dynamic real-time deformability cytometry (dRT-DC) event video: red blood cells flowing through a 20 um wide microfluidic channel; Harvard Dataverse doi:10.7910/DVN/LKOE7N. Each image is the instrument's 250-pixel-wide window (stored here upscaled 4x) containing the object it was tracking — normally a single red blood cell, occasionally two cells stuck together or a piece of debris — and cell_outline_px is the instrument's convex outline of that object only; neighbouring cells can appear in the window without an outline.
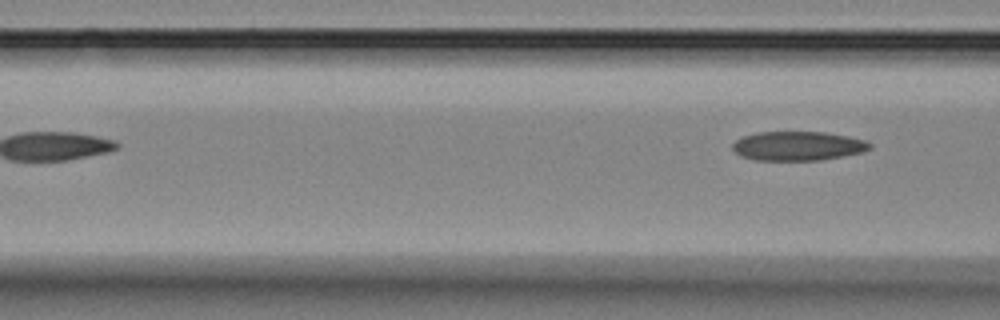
{"species": "Egyptian fruit bat (a non-hibernating species)", "species_latin": "Rousettus aegyptiacus", "temperature_condition": "room temperature", "stored_images_in_passage": 3, "camera_frame_rate_fps": 3000, "um_per_image_px": 0.085, "animal": {"sex": "female"}, "frame": {"image": 1, "passage_image": 3, "time_ms": 2.333, "image_size_px": [1000, 320], "cell_outline_px": [[872, 148], [860, 152], [820, 160], [756, 160], [740, 156], [732, 148], [732, 144], [736, 140], [744, 136], [756, 132], [824, 132], [848, 136], [864, 140], [872, 144]], "centroid_in_image_um": [67.79, 12.4], "position_along_channel_um": 98.8, "area_um2": 23.18}}